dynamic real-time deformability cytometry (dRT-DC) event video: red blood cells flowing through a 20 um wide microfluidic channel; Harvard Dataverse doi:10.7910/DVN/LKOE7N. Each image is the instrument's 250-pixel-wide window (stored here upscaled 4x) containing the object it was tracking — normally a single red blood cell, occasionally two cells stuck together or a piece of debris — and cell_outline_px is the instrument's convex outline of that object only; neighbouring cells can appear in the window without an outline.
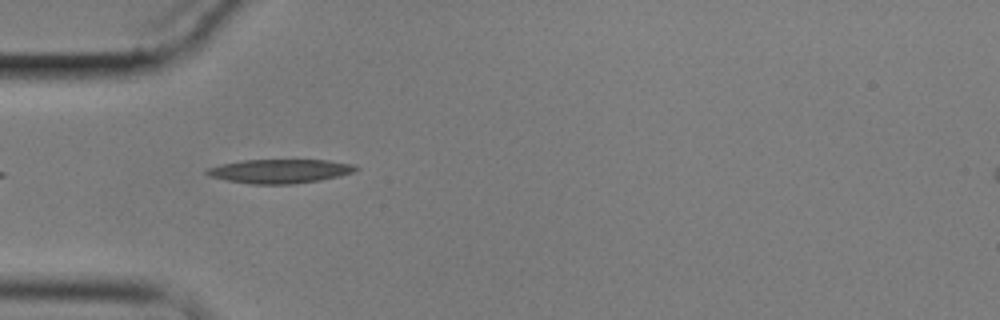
{"species": "common noctule bat (a hibernating species)", "species_latin": "Nyctalus noctula", "temperature_condition": "cold", "stored_images_in_passage": 3, "camera_frame_rate_fps": 3000, "um_per_image_px": 0.085, "animal": {"sex": "male", "body_mass_g": 17.9}, "frame": {"image": 1, "passage_image": 2, "time_ms": 1.333, "image_size_px": [1000, 320], "cell_outline_px": [[360, 168], [352, 172], [340, 176], [320, 180], [292, 184], [252, 184], [228, 180], [208, 176], [204, 172], [208, 168], [220, 164], [240, 160], [328, 160], [356, 164]], "centroid_in_image_um": [23.8, 14.54], "position_along_channel_um": 61.2, "area_um2": 20.92}}
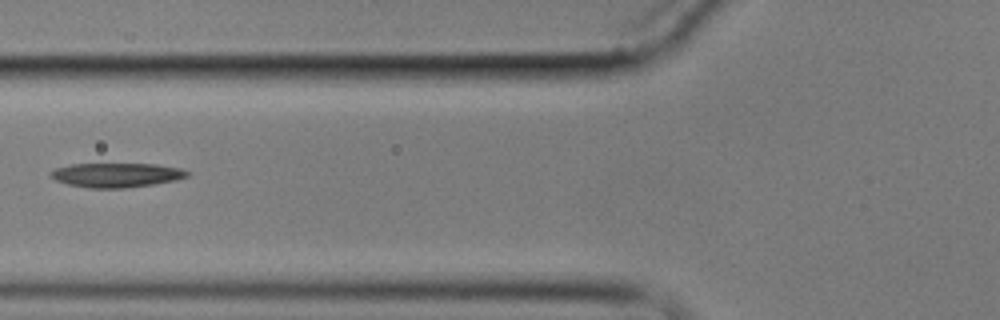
{"frame": {"image": 2, "passage_image": 3, "time_ms": 3.0, "image_size_px": [1000, 320], "cell_outline_px": [[188, 176], [176, 180], [152, 184], [124, 188], [88, 188], [68, 184], [56, 180], [48, 172], [56, 168], [72, 164], [156, 164], [180, 168], [188, 172]], "centroid_in_image_um": [9.89, 14.88], "position_along_channel_um": 115.9, "area_um2": 19.19}}